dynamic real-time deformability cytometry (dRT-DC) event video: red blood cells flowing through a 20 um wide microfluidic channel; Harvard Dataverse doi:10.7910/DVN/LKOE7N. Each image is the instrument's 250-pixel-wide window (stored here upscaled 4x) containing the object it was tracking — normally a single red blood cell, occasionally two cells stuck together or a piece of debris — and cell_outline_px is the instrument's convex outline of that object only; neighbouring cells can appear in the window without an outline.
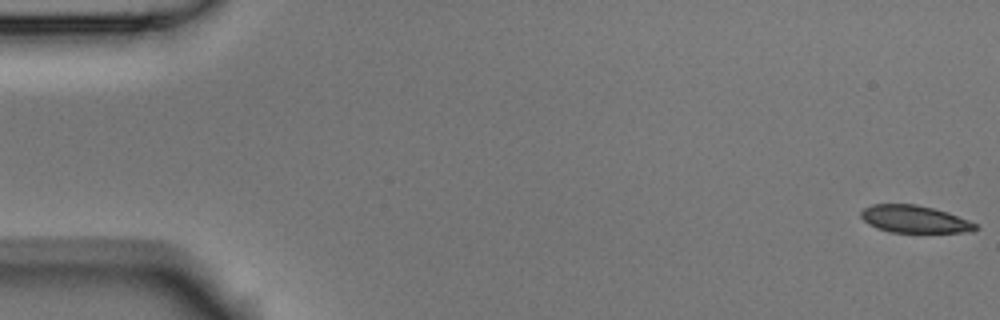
{"species": "Egyptian fruit bat (a non-hibernating species)", "species_latin": "Rousettus aegyptiacus", "temperature_condition": "room temperature", "stored_images_in_passage": 9, "camera_frame_rate_fps": 3000, "um_per_image_px": 0.085, "animal": {"sex": "male"}, "frame": {"image": 1, "passage_image": 1, "time_ms": 0.0, "image_size_px": [1000, 320], "cell_outline_px": [[980, 228], [972, 232], [892, 232], [876, 228], [868, 224], [860, 216], [860, 212], [864, 208], [872, 204], [916, 204], [948, 212], [968, 220], [976, 224]], "centroid_in_image_um": [77.73, 18.63], "position_along_channel_um": 7.3, "area_um2": 18.26}}
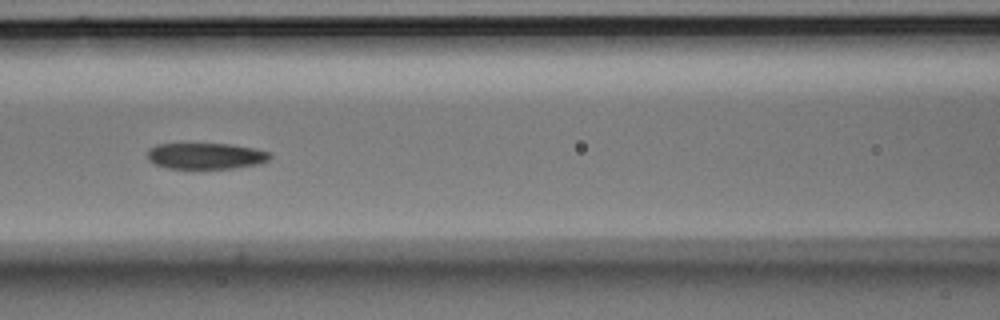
{"frame": {"image": 2, "passage_image": 7, "time_ms": 2.0, "image_size_px": [1000, 320], "cell_outline_px": [[272, 156], [268, 160], [260, 164], [232, 168], [168, 168], [156, 164], [148, 160], [148, 148], [156, 144], [232, 144], [256, 148], [268, 152]], "centroid_in_image_um": [17.51, 13.25], "position_along_channel_um": 149.1, "area_um2": 18.67}}
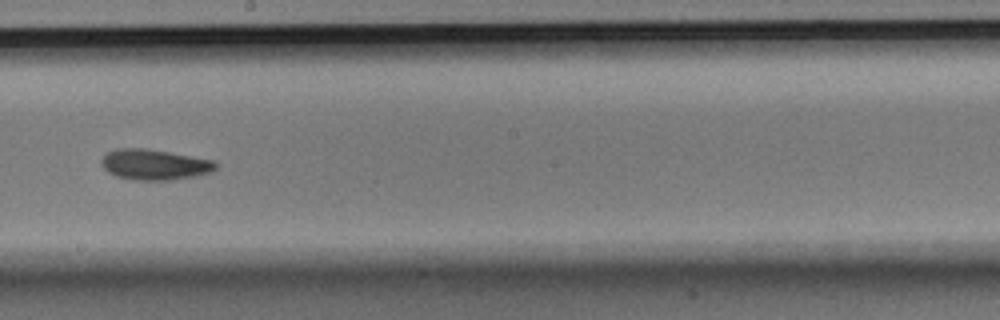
{"frame": {"image": 3, "passage_image": 9, "time_ms": 2.667, "image_size_px": [1000, 320], "cell_outline_px": [[216, 168], [212, 172], [196, 176], [172, 180], [132, 180], [116, 176], [108, 172], [100, 164], [100, 160], [108, 152], [116, 148], [144, 148], [216, 160]], "centroid_in_image_um": [13.13, 13.99], "position_along_channel_um": 235.1, "area_um2": 20.52}}